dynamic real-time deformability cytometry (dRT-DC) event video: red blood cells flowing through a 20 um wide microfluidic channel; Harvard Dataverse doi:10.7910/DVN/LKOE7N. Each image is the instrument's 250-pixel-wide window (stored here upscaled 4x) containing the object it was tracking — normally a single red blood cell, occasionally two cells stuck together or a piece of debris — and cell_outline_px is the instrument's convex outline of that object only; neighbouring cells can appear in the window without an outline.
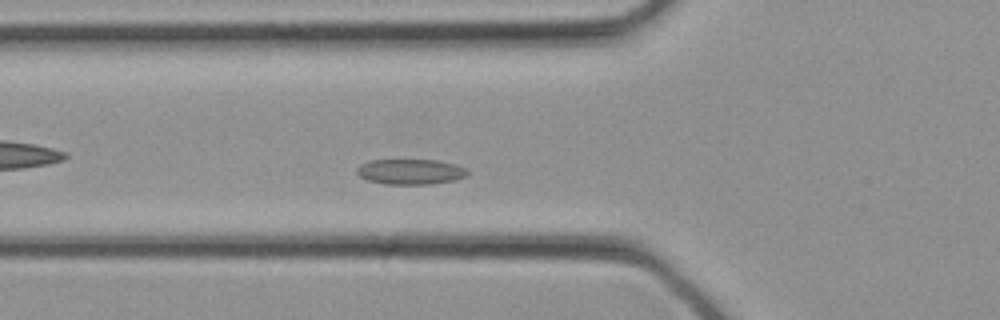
{"species": "common noctule bat (a hibernating species)", "species_latin": "Nyctalus noctula", "temperature_condition": "cold", "stored_images_in_passage": 29, "camera_frame_rate_fps": 3000, "um_per_image_px": 0.085, "animal": {"sex": "female", "body_mass_g": 21.9}, "frame": {"image": 1, "passage_image": 8, "time_ms": 2.333, "image_size_px": [1000, 320], "cell_outline_px": [[468, 176], [456, 180], [428, 184], [384, 184], [368, 180], [360, 176], [356, 172], [356, 168], [360, 164], [368, 160], [436, 160], [456, 164], [468, 168]], "centroid_in_image_um": [34.91, 14.59], "position_along_channel_um": 90.9, "area_um2": 16.53}}
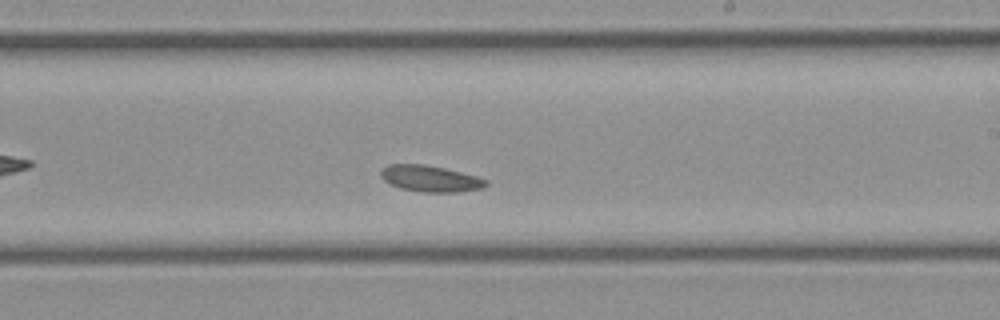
{"frame": {"image": 2, "passage_image": 16, "time_ms": 5.0, "image_size_px": [1000, 320], "cell_outline_px": [[488, 184], [484, 188], [460, 192], [420, 192], [400, 188], [384, 180], [380, 176], [380, 172], [388, 164], [424, 164], [444, 168], [476, 176], [488, 180]], "centroid_in_image_um": [36.6, 15.19], "position_along_channel_um": 252.4, "area_um2": 16.13}}
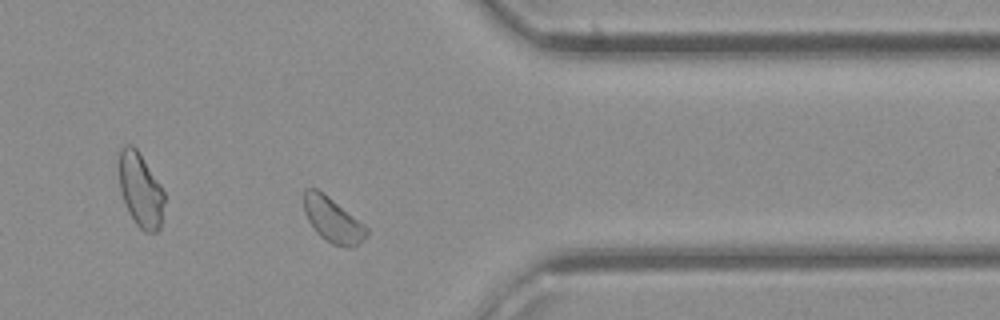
{"frame": {"image": 3, "passage_image": 23, "time_ms": 7.333, "image_size_px": [1000, 320], "cell_outline_px": [[368, 236], [364, 240], [352, 248], [348, 248], [332, 244], [324, 240], [316, 232], [308, 220], [304, 212], [304, 188], [316, 188], [324, 192], [364, 224], [368, 228]], "centroid_in_image_um": [28.29, 18.7], "position_along_channel_um": 383.1, "area_um2": 16.65}}